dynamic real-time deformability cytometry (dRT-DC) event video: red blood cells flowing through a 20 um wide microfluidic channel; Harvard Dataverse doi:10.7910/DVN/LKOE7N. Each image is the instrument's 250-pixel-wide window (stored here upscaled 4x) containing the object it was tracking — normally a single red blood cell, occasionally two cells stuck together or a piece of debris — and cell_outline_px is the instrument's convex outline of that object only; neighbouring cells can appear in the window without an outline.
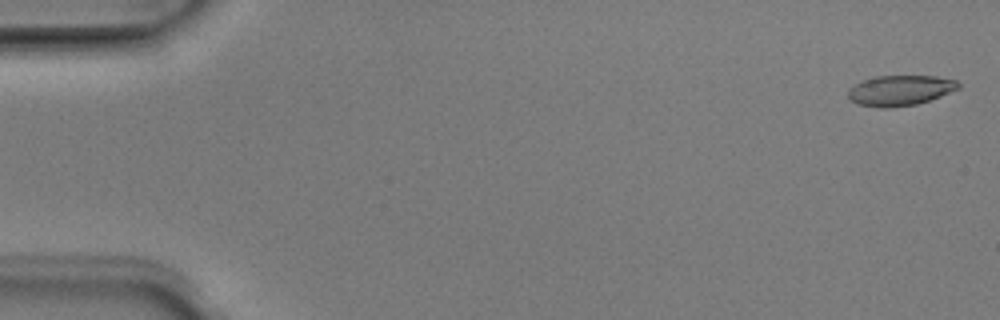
{"species": "Egyptian fruit bat (a non-hibernating species)", "species_latin": "Rousettus aegyptiacus", "temperature_condition": "room temperature", "stored_images_in_passage": 9, "camera_frame_rate_fps": 3000, "um_per_image_px": 0.085, "animal": {"sex": "male"}, "frame": {"image": 1, "passage_image": 2, "time_ms": 0.333, "image_size_px": [1000, 320], "cell_outline_px": [[960, 88], [940, 96], [916, 104], [888, 108], [880, 108], [860, 104], [848, 100], [848, 92], [856, 84], [864, 80], [876, 76], [936, 76], [956, 80], [960, 84]], "centroid_in_image_um": [76.52, 7.68], "position_along_channel_um": 8.5, "area_um2": 19.31}}